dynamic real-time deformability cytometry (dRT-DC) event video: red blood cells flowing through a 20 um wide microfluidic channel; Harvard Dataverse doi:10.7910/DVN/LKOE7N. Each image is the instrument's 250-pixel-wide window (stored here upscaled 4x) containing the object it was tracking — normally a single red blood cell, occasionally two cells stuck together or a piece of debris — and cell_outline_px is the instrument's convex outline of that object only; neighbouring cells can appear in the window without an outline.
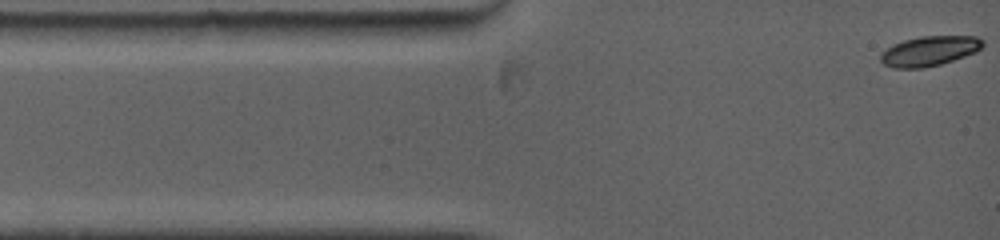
{"species": "common noctule bat (a hibernating species)", "species_latin": "Nyctalus noctula", "temperature_condition": "warm", "stored_images_in_passage": 34, "camera_frame_rate_fps": 5000, "um_per_image_px": 0.085, "animal": {"sex": "female", "body_mass_g": 19.0, "forearm_length_mm": 53.3}, "frame": {"image": 1, "passage_image": 1, "time_ms": 0.0, "image_size_px": [1000, 240], "cell_outline_px": [[984, 44], [976, 52], [940, 64], [924, 68], [892, 68], [884, 64], [880, 60], [880, 52], [892, 44], [904, 40], [920, 36], [976, 36], [984, 40]], "centroid_in_image_um": [78.97, 4.33], "position_along_channel_um": 6.0, "area_um2": 17.86}}
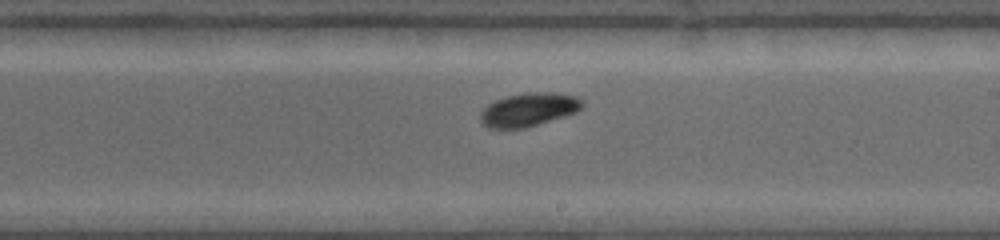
{"frame": {"image": 2, "passage_image": 20, "time_ms": 7.4, "image_size_px": [1000, 240], "cell_outline_px": [[584, 104], [576, 112], [564, 116], [536, 124], [520, 128], [488, 128], [480, 120], [480, 112], [488, 104], [504, 96], [528, 92], [552, 92], [576, 96], [584, 100]], "centroid_in_image_um": [44.93, 9.29], "position_along_channel_um": 244.1, "area_um2": 19.71}}
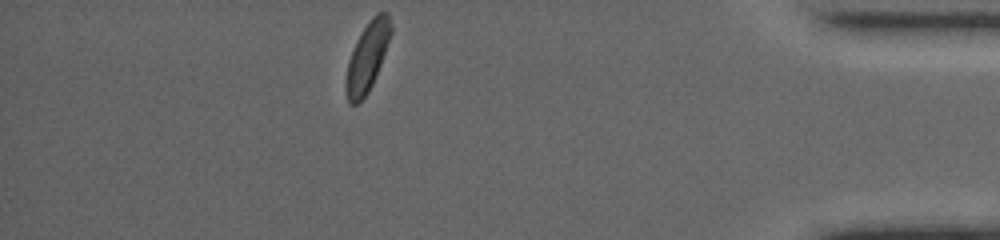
{"frame": {"image": 3, "passage_image": 34, "time_ms": 12.8, "image_size_px": [1000, 240], "cell_outline_px": [[392, 32], [376, 76], [368, 92], [356, 104], [348, 104], [344, 88], [344, 84], [348, 60], [356, 40], [372, 16], [376, 12], [388, 12], [392, 24]], "centroid_in_image_um": [31.21, 4.83], "position_along_channel_um": 404.0, "area_um2": 18.21}, "authors_computed_cell_mechanics": {"area_um2": 18.9006, "velocity_mm_per_s": 3.9055, "shape_relaxation_time_tau1_ms": 6.6721, "shape_relaxation_time_tau2_ms": null, "deformation_change_tau1": 0.1905, "deformation_change_tau2": null}}